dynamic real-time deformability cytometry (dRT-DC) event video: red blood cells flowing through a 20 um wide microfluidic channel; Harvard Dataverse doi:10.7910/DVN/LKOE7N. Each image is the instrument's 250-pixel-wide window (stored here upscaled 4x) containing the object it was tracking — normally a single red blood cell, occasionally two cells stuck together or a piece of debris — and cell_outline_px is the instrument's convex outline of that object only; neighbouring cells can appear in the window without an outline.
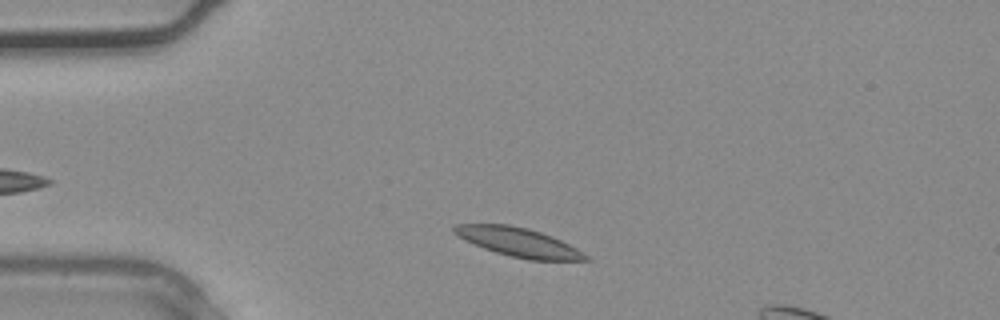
{"species": "common noctule bat (a hibernating species)", "species_latin": "Nyctalus noctula", "temperature_condition": "warm", "stored_images_in_passage": 4, "segment_of_instrument_passage": [1, 2], "camera_frame_rate_fps": 3000, "um_per_image_px": 0.085, "animal": {"sex": "male", "body_mass_g": 20.4}, "frame": {"image": 1, "passage_image": 3, "time_ms": 0.667, "image_size_px": [1000, 320], "cell_outline_px": [[592, 260], [528, 260], [496, 252], [484, 248], [452, 232], [452, 228], [456, 224], [508, 224], [528, 228], [552, 236], [576, 248], [588, 256]], "centroid_in_image_um": [44.1, 20.58], "position_along_channel_um": 40.9, "area_um2": 21.73}}